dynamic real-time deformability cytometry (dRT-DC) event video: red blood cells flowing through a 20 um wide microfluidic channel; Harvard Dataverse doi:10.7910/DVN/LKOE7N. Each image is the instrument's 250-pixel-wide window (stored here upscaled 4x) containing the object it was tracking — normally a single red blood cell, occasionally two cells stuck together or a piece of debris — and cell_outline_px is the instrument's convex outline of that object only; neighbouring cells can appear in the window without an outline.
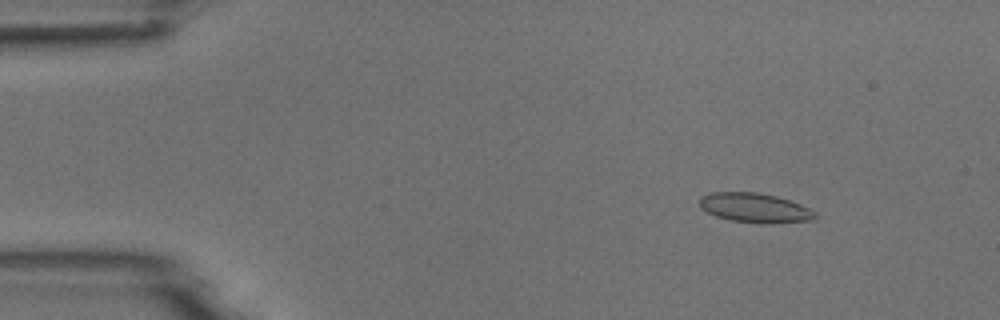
{"species": "common noctule bat (a hibernating species)", "species_latin": "Nyctalus noctula", "temperature_condition": "room temperature", "stored_images_in_passage": 8, "camera_frame_rate_fps": 3000, "um_per_image_px": 0.085, "animal": {"sex": "male", "body_mass_g": 18.8}, "frame": {"image": 1, "passage_image": 2, "time_ms": 1.0, "image_size_px": [1000, 320], "cell_outline_px": [[816, 216], [812, 220], [772, 224], [760, 224], [732, 220], [716, 216], [700, 208], [700, 196], [712, 192], [760, 192], [776, 196], [800, 204], [816, 212]], "centroid_in_image_um": [64.16, 17.67], "position_along_channel_um": 20.8, "area_um2": 19.94}}
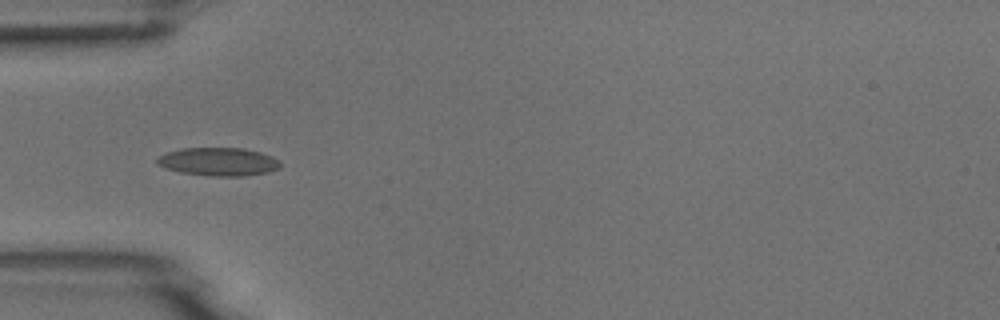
{"frame": {"image": 2, "passage_image": 4, "time_ms": 4.333, "image_size_px": [1000, 320], "cell_outline_px": [[280, 168], [268, 172], [244, 176], [208, 176], [180, 172], [164, 168], [156, 164], [156, 160], [160, 156], [168, 152], [180, 148], [244, 148], [260, 152], [272, 156], [280, 160]], "centroid_in_image_um": [18.57, 13.75], "position_along_channel_um": 66.4, "area_um2": 20.4}}